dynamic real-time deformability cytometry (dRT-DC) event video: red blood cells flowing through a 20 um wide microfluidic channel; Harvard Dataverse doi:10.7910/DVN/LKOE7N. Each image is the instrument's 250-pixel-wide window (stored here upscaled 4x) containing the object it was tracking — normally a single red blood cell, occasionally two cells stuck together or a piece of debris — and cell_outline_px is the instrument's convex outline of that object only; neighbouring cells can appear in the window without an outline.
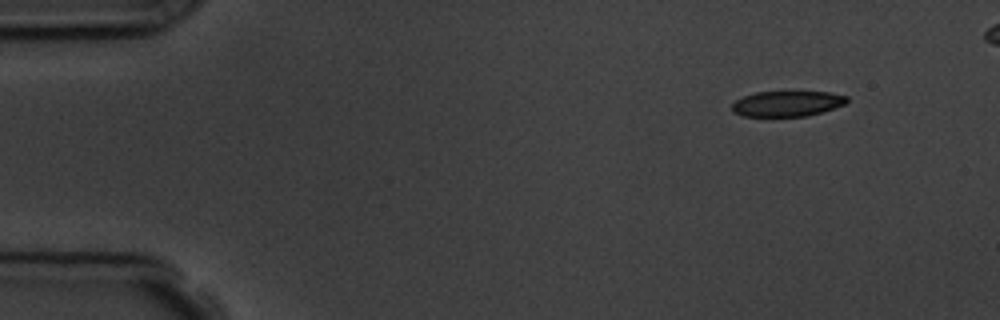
{"species": "common noctule bat (a hibernating species)", "species_latin": "Nyctalus noctula", "temperature_condition": "room temperature", "stored_images_in_passage": 4, "camera_frame_rate_fps": 3000, "um_per_image_px": 0.085, "animal": {"sex": "male", "body_mass_g": 19.5, "forearm_length_mm": 54.6}, "frame": {"image": 1, "passage_image": 1, "time_ms": 0.0, "image_size_px": [1000, 320], "cell_outline_px": [[848, 100], [844, 104], [808, 116], [744, 116], [732, 112], [732, 104], [736, 100], [744, 96], [756, 92], [828, 92], [848, 96]], "centroid_in_image_um": [66.88, 8.81], "position_along_channel_um": 18.1, "area_um2": 16.88}}